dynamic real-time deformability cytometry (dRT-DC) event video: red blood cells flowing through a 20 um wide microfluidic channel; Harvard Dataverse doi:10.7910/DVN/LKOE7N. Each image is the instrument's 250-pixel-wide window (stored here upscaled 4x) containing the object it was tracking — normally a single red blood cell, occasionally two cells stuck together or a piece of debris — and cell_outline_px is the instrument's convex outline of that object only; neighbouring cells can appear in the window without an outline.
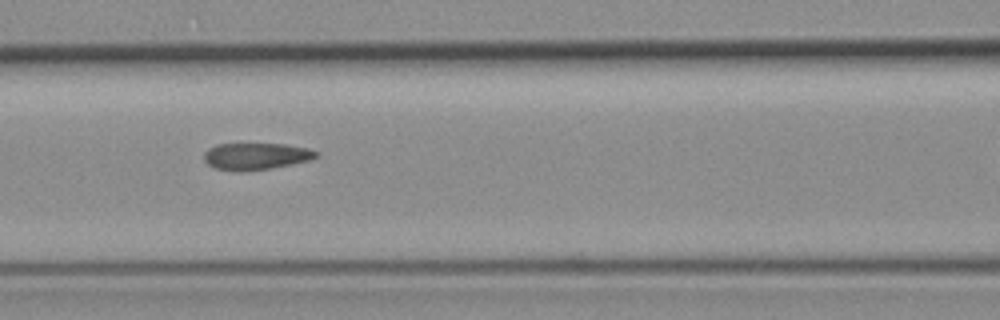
{"species": "common noctule bat (a hibernating species)", "species_latin": "Nyctalus noctula", "temperature_condition": "room temperature", "stored_images_in_passage": 9, "camera_frame_rate_fps": 3000, "um_per_image_px": 0.085, "animal": {"sex": "female", "body_mass_g": 19.3, "forearm_length_mm": 54.1}, "frame": {"image": 1, "passage_image": 6, "time_ms": 6.667, "image_size_px": [1000, 320], "cell_outline_px": [[320, 156], [312, 160], [292, 164], [268, 168], [240, 172], [216, 168], [208, 164], [204, 160], [204, 152], [208, 148], [216, 144], [284, 144], [308, 148], [320, 152]], "centroid_in_image_um": [21.79, 13.27], "position_along_channel_um": 144.8, "area_um2": 17.63}}
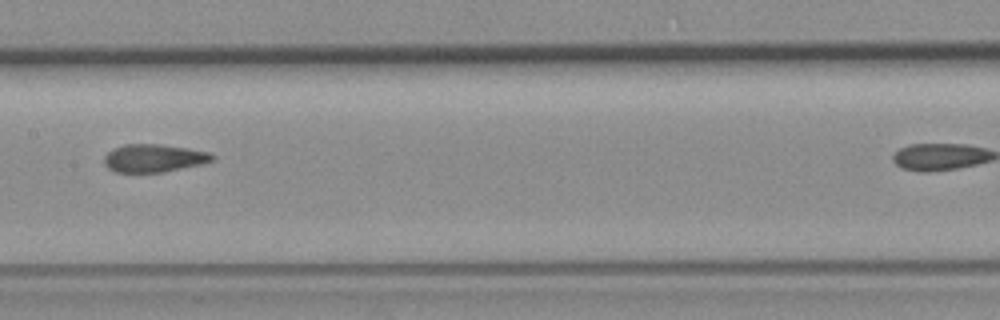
{"frame": {"image": 2, "passage_image": 7, "time_ms": 8.0, "image_size_px": [1000, 320], "cell_outline_px": [[216, 156], [212, 160], [200, 164], [164, 172], [112, 172], [104, 164], [104, 156], [112, 148], [124, 144], [156, 144], [188, 148], [212, 152]], "centroid_in_image_um": [13.05, 13.44], "position_along_channel_um": 194.3, "area_um2": 17.69}}
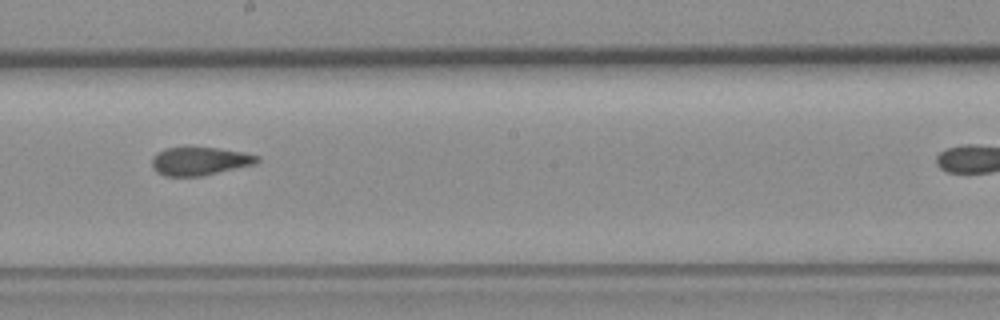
{"frame": {"image": 3, "passage_image": 8, "time_ms": 9.0, "image_size_px": [1000, 320], "cell_outline_px": [[260, 160], [256, 164], [200, 176], [164, 176], [156, 172], [152, 168], [152, 156], [156, 152], [164, 148], [188, 144], [192, 144], [244, 152], [260, 156]], "centroid_in_image_um": [16.93, 13.64], "position_along_channel_um": 231.3, "area_um2": 18.21}}